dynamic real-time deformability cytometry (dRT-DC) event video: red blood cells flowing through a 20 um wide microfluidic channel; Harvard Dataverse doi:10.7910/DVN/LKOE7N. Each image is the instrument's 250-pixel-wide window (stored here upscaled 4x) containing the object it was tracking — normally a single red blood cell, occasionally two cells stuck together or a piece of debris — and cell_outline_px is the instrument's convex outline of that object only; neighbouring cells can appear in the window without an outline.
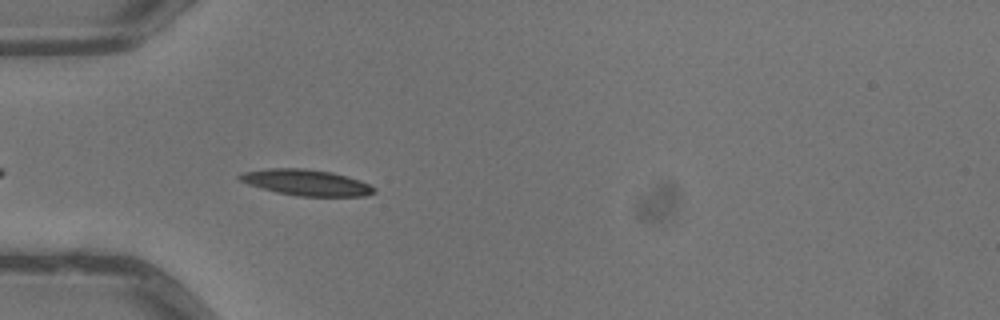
{"species": "common noctule bat (a hibernating species)", "species_latin": "Nyctalus noctula", "temperature_condition": "warm", "stored_images_in_passage": 4, "camera_frame_rate_fps": 3000, "um_per_image_px": 0.085, "animal": {"sex": "male", "body_mass_g": 13.3}, "frame": {"image": 1, "passage_image": 4, "time_ms": 1.0, "image_size_px": [1000, 320], "cell_outline_px": [[376, 192], [364, 196], [300, 196], [276, 192], [248, 184], [240, 180], [236, 176], [244, 172], [268, 168], [304, 168], [332, 172], [360, 180], [376, 188]], "centroid_in_image_um": [26.04, 15.51], "position_along_channel_um": 59.0, "area_um2": 20.29}}